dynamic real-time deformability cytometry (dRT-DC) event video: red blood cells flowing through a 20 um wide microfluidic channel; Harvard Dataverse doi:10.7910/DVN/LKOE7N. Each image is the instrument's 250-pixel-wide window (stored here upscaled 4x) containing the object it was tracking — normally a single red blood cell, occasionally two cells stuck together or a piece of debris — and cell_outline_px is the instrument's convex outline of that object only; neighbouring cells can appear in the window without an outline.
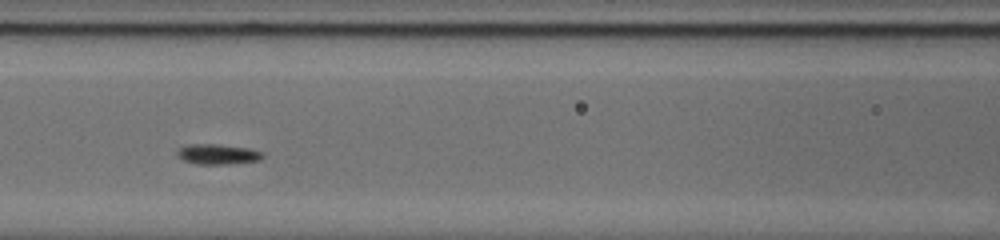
{"species": "common noctule bat (a hibernating species)", "species_latin": "Nyctalus noctula", "temperature_condition": "cold", "stored_images_in_passage": 46, "camera_frame_rate_fps": 3000, "um_per_image_px": 0.085, "animal": {"sex": "male", "body_mass_g": 20.0, "forearm_length_mm": 53.3}, "frame": {"image": 1, "passage_image": 13, "time_ms": 4.0, "image_size_px": [1000, 240], "cell_outline_px": [[264, 156], [260, 160], [228, 164], [196, 164], [184, 160], [176, 156], [176, 152], [180, 148], [188, 144], [216, 144], [248, 148], [264, 152]], "centroid_in_image_um": [18.5, 13.11], "position_along_channel_um": 148.1, "area_um2": 10.12}}